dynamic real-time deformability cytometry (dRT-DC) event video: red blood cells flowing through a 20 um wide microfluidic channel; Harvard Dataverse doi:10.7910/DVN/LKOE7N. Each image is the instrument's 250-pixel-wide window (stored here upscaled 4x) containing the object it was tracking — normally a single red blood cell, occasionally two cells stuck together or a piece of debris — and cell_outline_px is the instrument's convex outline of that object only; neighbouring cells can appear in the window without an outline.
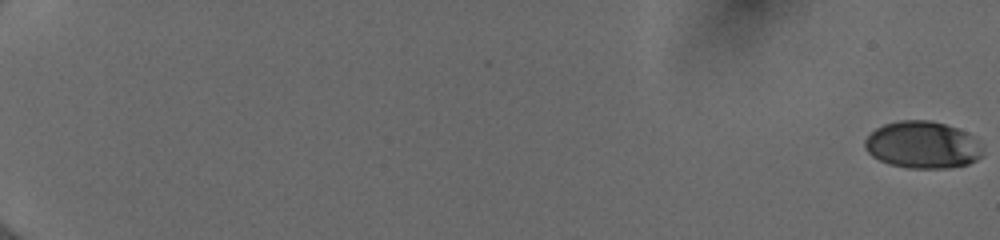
{"species": "human", "species_latin": "Homo sapiens", "temperature_condition": "cold", "stored_images_in_passage": 56, "camera_frame_rate_fps": 3000, "um_per_image_px": 0.085, "donor": {"sex": "female"}, "frame": {"image": 1, "passage_image": 1, "time_ms": 0.0, "image_size_px": [1000, 240], "cell_outline_px": [[984, 148], [980, 156], [976, 160], [968, 164], [948, 168], [908, 168], [888, 164], [872, 156], [864, 148], [864, 140], [876, 128], [884, 124], [900, 120], [932, 120], [968, 132], [976, 136]], "centroid_in_image_um": [78.44, 12.31], "position_along_channel_um": 6.6, "area_um2": 32.66}}
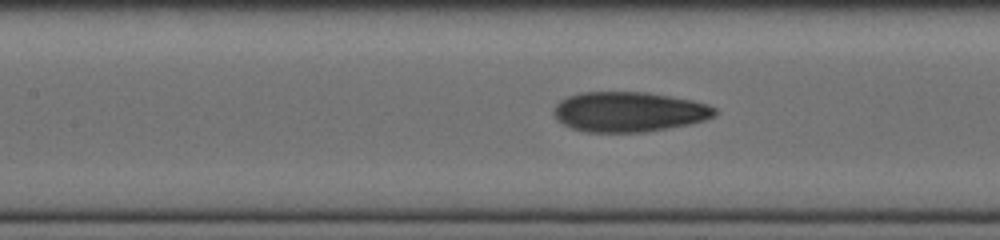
{"frame": {"image": 2, "passage_image": 30, "time_ms": 9.667, "image_size_px": [1000, 240], "cell_outline_px": [[716, 112], [712, 116], [704, 120], [688, 124], [644, 132], [584, 132], [572, 128], [556, 120], [552, 112], [556, 104], [560, 100], [568, 96], [580, 92], [644, 92], [692, 100], [708, 104], [716, 108]], "centroid_in_image_um": [53.4, 9.5], "position_along_channel_um": 154.0, "area_um2": 37.45}}
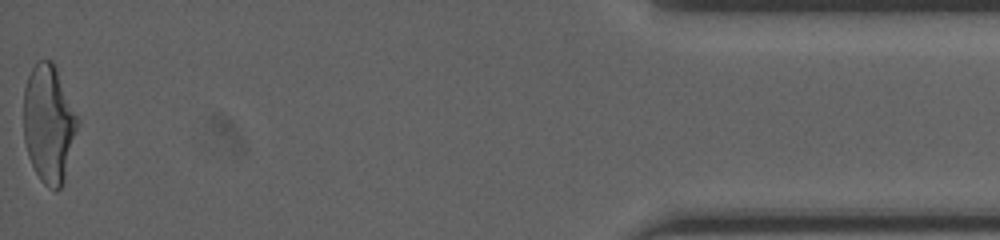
{"frame": {"image": 3, "passage_image": 56, "time_ms": 18.333, "image_size_px": [1000, 240], "cell_outline_px": [[80, 120], [64, 180], [60, 188], [56, 192], [48, 188], [40, 180], [28, 156], [24, 140], [24, 88], [28, 76], [36, 60], [52, 60], [56, 64]], "centroid_in_image_um": [4.16, 10.48], "position_along_channel_um": 431.0, "area_um2": 37.63}, "authors_computed_cell_mechanics": {"area_um2": 35.9805, "velocity_mm_per_s": 4.0195, "shape_relaxation_time_tau1_ms": 5.4869, "shape_relaxation_time_tau2_ms": 0.9377, "deformation_change_tau1": 0.1866, "deformation_change_tau2": 0.0729}}